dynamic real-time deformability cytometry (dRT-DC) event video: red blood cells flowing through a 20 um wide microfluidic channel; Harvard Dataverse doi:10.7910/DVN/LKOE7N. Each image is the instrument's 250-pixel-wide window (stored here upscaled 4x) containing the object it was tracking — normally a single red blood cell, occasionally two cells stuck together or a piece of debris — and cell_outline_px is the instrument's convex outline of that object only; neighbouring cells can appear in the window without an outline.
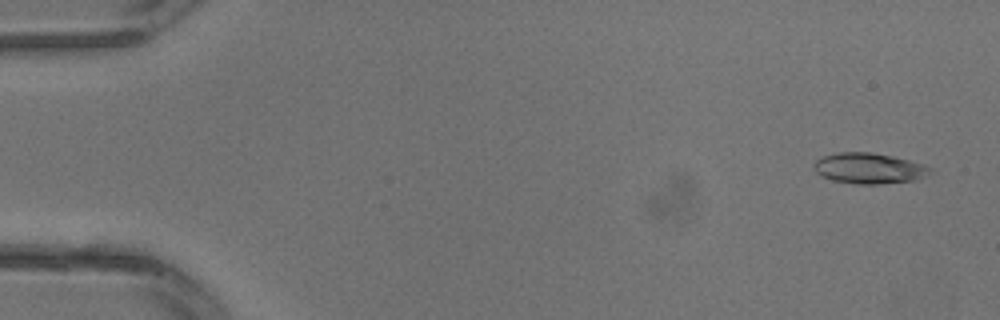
{"species": "common noctule bat (a hibernating species)", "species_latin": "Nyctalus noctula", "temperature_condition": "warm", "stored_images_in_passage": 3, "camera_frame_rate_fps": 3000, "um_per_image_px": 0.085, "animal": {"sex": "male", "body_mass_g": 13.3}, "frame": {"image": 1, "passage_image": 1, "time_ms": 0.0, "image_size_px": [1000, 320], "cell_outline_px": [[932, 172], [916, 180], [876, 184], [856, 184], [832, 180], [820, 176], [816, 172], [816, 160], [824, 156], [840, 152], [872, 152], [892, 156], [924, 164], [932, 168]], "centroid_in_image_um": [73.89, 14.31], "position_along_channel_um": 11.1, "area_um2": 20.63}}
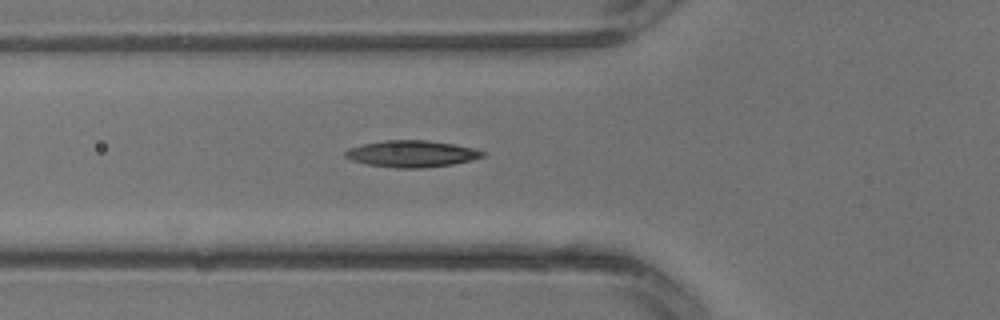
{"frame": {"image": 2, "passage_image": 3, "time_ms": 0.667, "image_size_px": [1000, 320], "cell_outline_px": [[488, 152], [484, 156], [472, 160], [452, 164], [420, 168], [396, 168], [368, 164], [352, 160], [344, 156], [344, 152], [348, 148], [364, 144], [384, 140], [428, 140], [456, 144]], "centroid_in_image_um": [35.02, 13.06], "position_along_channel_um": 90.8, "area_um2": 21.33}}